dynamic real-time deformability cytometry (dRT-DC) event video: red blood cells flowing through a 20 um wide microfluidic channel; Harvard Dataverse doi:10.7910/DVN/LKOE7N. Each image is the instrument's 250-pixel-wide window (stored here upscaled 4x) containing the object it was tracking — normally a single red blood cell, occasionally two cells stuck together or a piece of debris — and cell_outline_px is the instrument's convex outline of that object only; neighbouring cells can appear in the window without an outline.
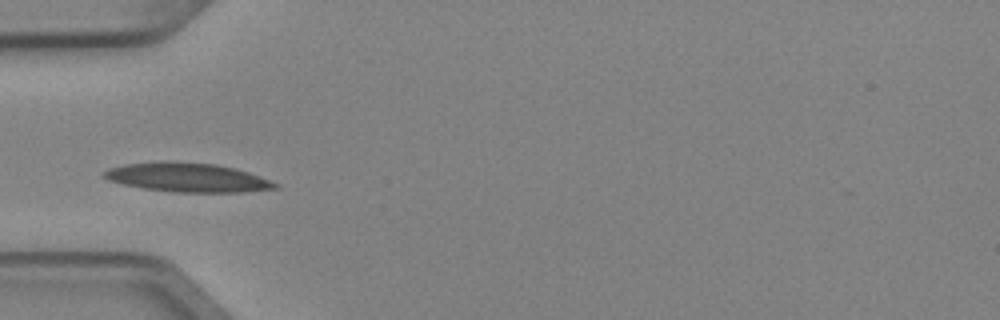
{"species": "Egyptian fruit bat (a non-hibernating species)", "species_latin": "Rousettus aegyptiacus", "temperature_condition": "cold", "stored_images_in_passage": 4, "camera_frame_rate_fps": 3000, "um_per_image_px": 0.085, "animal": {"sex": "female"}, "frame": {"image": 1, "passage_image": 4, "time_ms": 1.0, "image_size_px": [1000, 320], "cell_outline_px": [[280, 188], [244, 192], [176, 192], [144, 188], [124, 184], [108, 180], [100, 176], [100, 172], [108, 168], [124, 164], [172, 160], [212, 164], [232, 168], [248, 172], [260, 176], [280, 184]], "centroid_in_image_um": [15.9, 15.08], "position_along_channel_um": 69.1, "area_um2": 29.13}}